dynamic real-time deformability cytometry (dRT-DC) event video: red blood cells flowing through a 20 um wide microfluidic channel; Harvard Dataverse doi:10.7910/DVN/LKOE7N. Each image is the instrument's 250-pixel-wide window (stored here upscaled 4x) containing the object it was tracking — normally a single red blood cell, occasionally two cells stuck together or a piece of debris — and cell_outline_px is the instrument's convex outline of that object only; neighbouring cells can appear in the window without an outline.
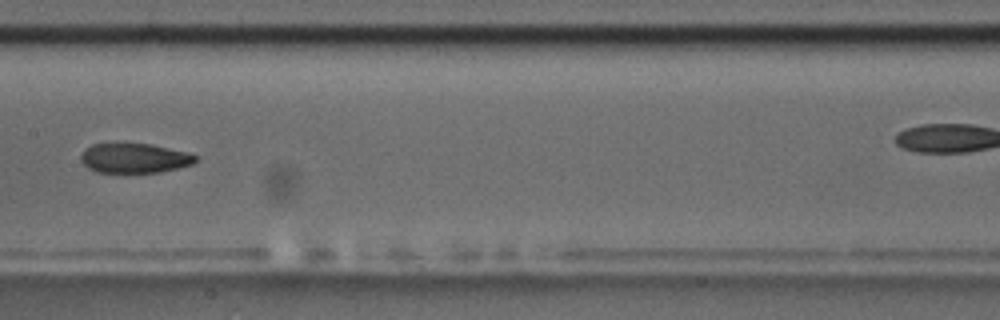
{"species": "common noctule bat (a hibernating species)", "species_latin": "Nyctalus noctula", "temperature_condition": "room temperature", "stored_images_in_passage": 17, "camera_frame_rate_fps": 3000, "um_per_image_px": 0.085, "animal": {"sex": "male", "body_mass_g": 17.5, "forearm_length_mm": 52.3}, "frame": {"image": 1, "passage_image": 8, "time_ms": 8.0, "image_size_px": [1000, 320], "cell_outline_px": [[196, 160], [192, 164], [160, 172], [96, 172], [88, 168], [80, 160], [80, 156], [84, 148], [92, 144], [116, 140], [152, 144], [184, 152], [196, 156]], "centroid_in_image_um": [11.31, 13.39], "position_along_channel_um": 196.1, "area_um2": 20.4}}
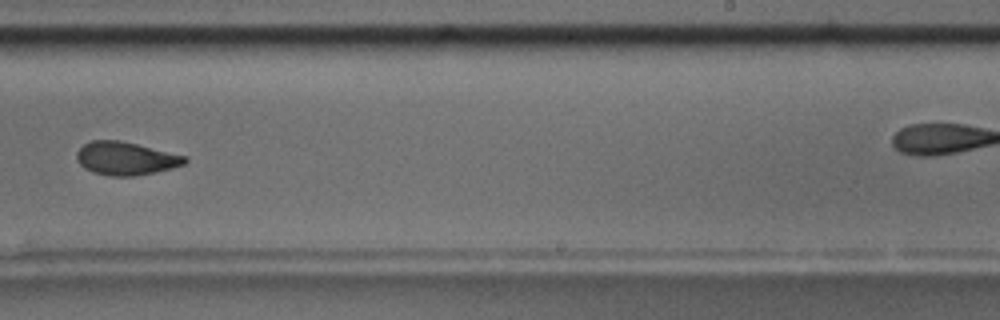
{"frame": {"image": 2, "passage_image": 10, "time_ms": 10.333, "image_size_px": [1000, 320], "cell_outline_px": [[188, 160], [184, 164], [172, 168], [136, 176], [108, 176], [92, 172], [84, 168], [76, 160], [76, 152], [84, 144], [92, 140], [120, 140], [188, 156]], "centroid_in_image_um": [10.68, 13.47], "position_along_channel_um": 278.3, "area_um2": 21.04}, "authors_computed_cell_mechanics": {"area_um2": 21.0392, "velocity_mm_per_s": 3.5393, "shape_relaxation_time_tau1_ms": 6.7239, "shape_relaxation_time_tau2_ms": 3.7852, "deformation_change_tau1": 0.1694, "deformation_change_tau2": 0.0866}}